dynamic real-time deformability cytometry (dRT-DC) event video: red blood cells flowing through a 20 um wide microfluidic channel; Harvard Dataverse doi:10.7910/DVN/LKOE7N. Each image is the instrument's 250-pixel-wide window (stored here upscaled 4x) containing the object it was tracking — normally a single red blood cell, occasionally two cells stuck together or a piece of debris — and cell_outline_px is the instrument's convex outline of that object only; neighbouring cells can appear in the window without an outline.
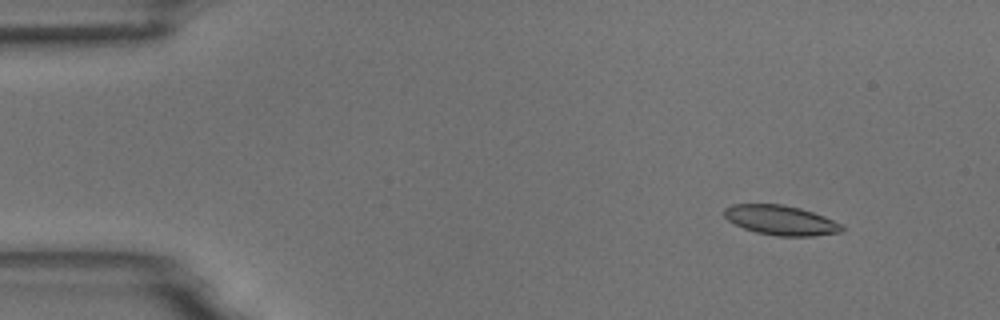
{"species": "common noctule bat (a hibernating species)", "species_latin": "Nyctalus noctula", "temperature_condition": "room temperature", "stored_images_in_passage": 4, "camera_frame_rate_fps": 3000, "um_per_image_px": 0.085, "animal": {"sex": "male", "body_mass_g": 18.8}, "frame": {"image": 1, "passage_image": 2, "time_ms": 0.333, "image_size_px": [1000, 320], "cell_outline_px": [[844, 232], [812, 236], [776, 236], [756, 232], [744, 228], [728, 220], [724, 216], [724, 208], [732, 204], [780, 204], [800, 208], [824, 216], [840, 224], [844, 228]], "centroid_in_image_um": [66.37, 18.72], "position_along_channel_um": 18.6, "area_um2": 20.29}}